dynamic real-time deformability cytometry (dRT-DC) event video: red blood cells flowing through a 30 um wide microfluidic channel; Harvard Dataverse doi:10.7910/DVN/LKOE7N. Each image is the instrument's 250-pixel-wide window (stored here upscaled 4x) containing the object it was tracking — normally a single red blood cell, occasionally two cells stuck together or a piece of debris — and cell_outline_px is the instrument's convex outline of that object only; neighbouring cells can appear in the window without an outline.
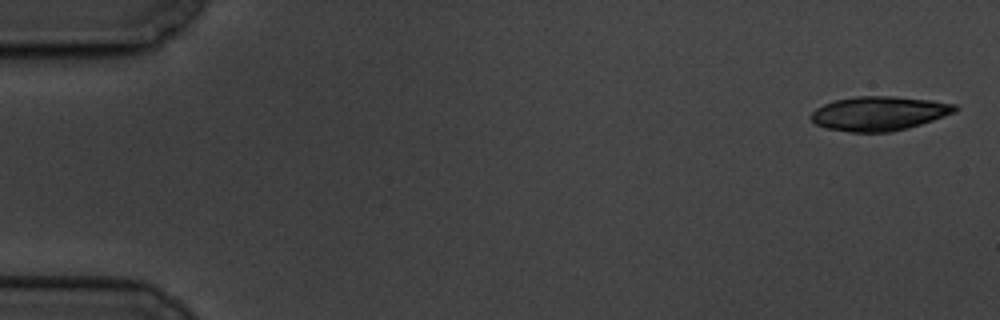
{"species": "common noctule bat (a hibernating species)", "species_latin": "Nyctalus noctula", "temperature_condition": "cold", "stored_images_in_passage": 7, "camera_frame_rate_fps": 3000, "um_per_image_px": 0.085, "animal": {"sex": "male", "body_mass_g": 19.5, "forearm_length_mm": 54.6}, "frame": {"image": 1, "passage_image": 1, "time_ms": 0.0, "image_size_px": [1000, 320], "cell_outline_px": [[960, 108], [956, 112], [908, 128], [892, 132], [848, 132], [828, 128], [816, 124], [808, 116], [816, 108], [824, 104], [836, 100], [856, 96], [896, 96], [932, 100], [956, 104]], "centroid_in_image_um": [74.74, 9.64], "position_along_channel_um": 10.3, "area_um2": 28.84}}
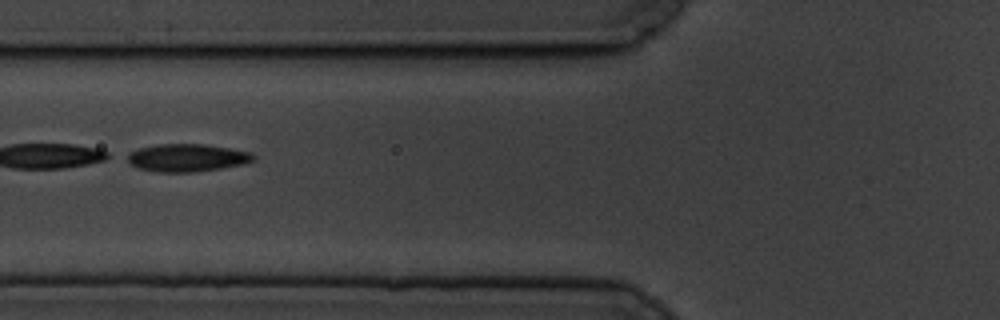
{"frame": {"image": 2, "passage_image": 7, "time_ms": 7.0, "image_size_px": [1000, 320], "cell_outline_px": [[256, 160], [244, 164], [220, 168], [192, 172], [156, 172], [140, 168], [132, 164], [120, 156], [128, 152], [140, 148], [160, 144], [204, 144], [252, 152], [256, 156]], "centroid_in_image_um": [15.87, 13.4], "position_along_channel_um": 109.9, "area_um2": 20.52}}